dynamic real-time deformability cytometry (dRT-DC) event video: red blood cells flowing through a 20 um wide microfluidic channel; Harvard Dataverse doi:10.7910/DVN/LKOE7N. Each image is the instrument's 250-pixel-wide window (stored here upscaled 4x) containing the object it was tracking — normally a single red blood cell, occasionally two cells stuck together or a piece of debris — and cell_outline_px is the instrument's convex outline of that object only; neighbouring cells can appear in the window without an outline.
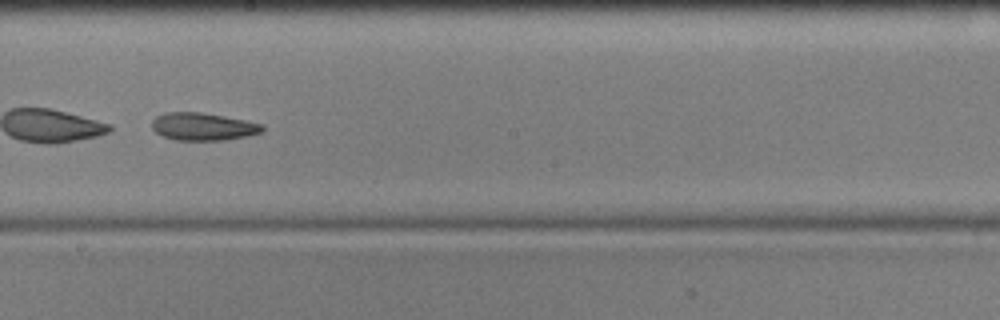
{"species": "common noctule bat (a hibernating species)", "species_latin": "Nyctalus noctula", "temperature_condition": "cold", "stored_images_in_passage": 54, "camera_frame_rate_fps": 3000, "um_per_image_px": 0.085, "animal": {"sex": "male", "body_mass_g": 17.9, "forearm_length_mm": 54.2}, "frame": {"image": 1, "passage_image": 30, "time_ms": 9.667, "image_size_px": [1000, 320], "cell_outline_px": [[264, 132], [248, 136], [224, 140], [176, 140], [164, 136], [156, 132], [152, 128], [152, 120], [156, 116], [164, 112], [200, 112], [224, 116], [264, 124]], "centroid_in_image_um": [17.28, 10.76], "position_along_channel_um": 230.9, "area_um2": 17.86}}
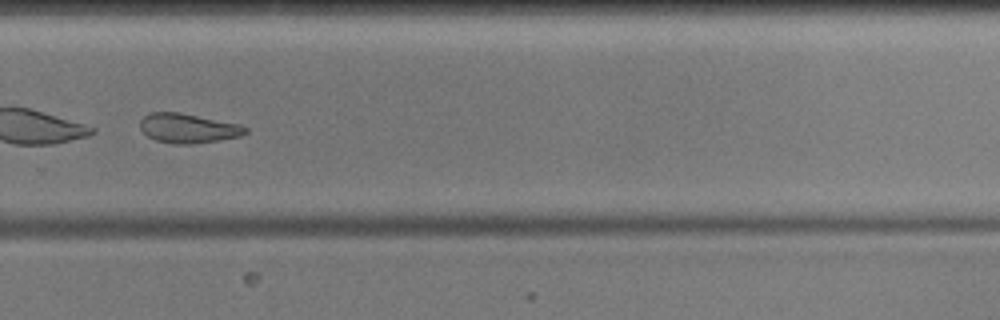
{"frame": {"image": 2, "passage_image": 37, "time_ms": 12.0, "image_size_px": [1000, 320], "cell_outline_px": [[248, 132], [240, 136], [192, 144], [176, 144], [156, 140], [148, 136], [140, 128], [140, 120], [148, 112], [180, 112], [240, 124], [248, 128]], "centroid_in_image_um": [15.98, 10.89], "position_along_channel_um": 313.8, "area_um2": 18.03}}